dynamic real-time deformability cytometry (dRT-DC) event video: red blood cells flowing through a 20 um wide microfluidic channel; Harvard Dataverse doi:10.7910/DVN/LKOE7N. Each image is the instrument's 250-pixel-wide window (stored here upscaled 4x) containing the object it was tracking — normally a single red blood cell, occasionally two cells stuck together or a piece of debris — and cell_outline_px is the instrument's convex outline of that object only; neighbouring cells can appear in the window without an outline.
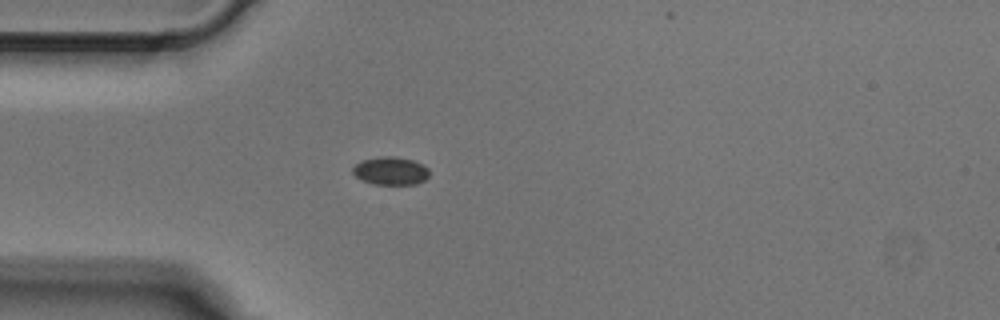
{"species": "Egyptian fruit bat (a non-hibernating species)", "species_latin": "Rousettus aegyptiacus", "temperature_condition": "cold", "stored_images_in_passage": 3, "camera_frame_rate_fps": 3000, "um_per_image_px": 0.085, "animal": {"sex": "male"}, "frame": {"image": 1, "passage_image": 3, "time_ms": 0.667, "image_size_px": [1000, 320], "cell_outline_px": [[428, 176], [424, 180], [416, 184], [372, 184], [356, 176], [352, 172], [352, 168], [360, 160], [380, 156], [392, 156], [412, 160], [424, 164], [428, 168]], "centroid_in_image_um": [33.2, 14.51], "position_along_channel_um": 51.8, "area_um2": 12.48}}